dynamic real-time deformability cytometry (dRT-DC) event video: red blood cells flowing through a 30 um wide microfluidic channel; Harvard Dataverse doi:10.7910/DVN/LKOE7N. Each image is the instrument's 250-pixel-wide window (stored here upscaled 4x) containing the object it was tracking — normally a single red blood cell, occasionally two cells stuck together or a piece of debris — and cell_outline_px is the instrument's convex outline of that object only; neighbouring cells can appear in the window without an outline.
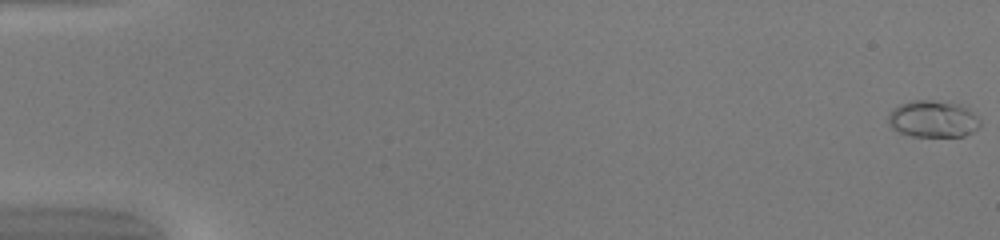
{"species": "common noctule bat (a hibernating species)", "species_latin": "Nyctalus noctula", "temperature_condition": "warm", "stored_images_in_passage": 51, "camera_frame_rate_fps": 3000, "um_per_image_px": 0.085, "animal": {"sex": "female", "body_mass_g": 20.0, "forearm_length_mm": 54.0}, "frame": {"image": 1, "passage_image": 1, "time_ms": 0.0, "image_size_px": [1000, 240], "cell_outline_px": [[980, 124], [972, 132], [964, 136], [912, 136], [900, 132], [892, 128], [888, 124], [888, 116], [892, 108], [900, 104], [912, 100], [932, 100], [960, 104], [968, 108], [980, 120]], "centroid_in_image_um": [79.28, 10.1], "position_along_channel_um": 5.7, "area_um2": 19.71}}
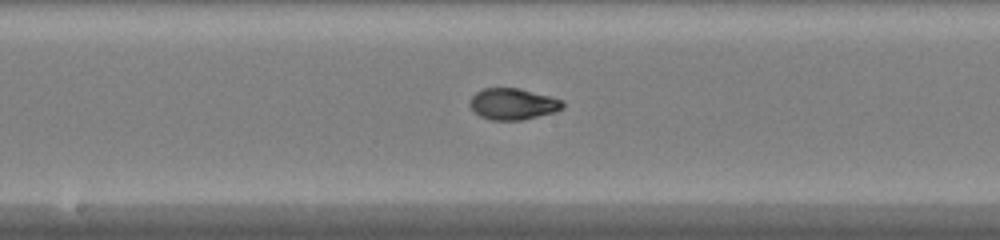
{"frame": {"image": 2, "passage_image": 28, "time_ms": 9.0, "image_size_px": [1000, 240], "cell_outline_px": [[564, 108], [556, 112], [520, 120], [492, 120], [480, 116], [468, 104], [472, 96], [476, 92], [484, 88], [520, 88], [564, 100]], "centroid_in_image_um": [43.62, 8.83], "position_along_channel_um": 204.6, "area_um2": 16.99}}
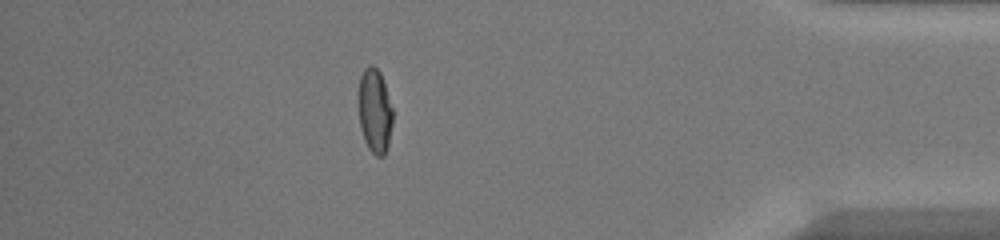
{"frame": {"image": 3, "passage_image": 45, "time_ms": 14.667, "image_size_px": [1000, 240], "cell_outline_px": [[392, 124], [388, 144], [384, 156], [376, 156], [368, 148], [364, 140], [360, 124], [356, 96], [360, 76], [364, 68], [368, 64], [372, 64], [380, 72], [392, 108]], "centroid_in_image_um": [31.81, 9.39], "position_along_channel_um": 403.4, "area_um2": 17.11}, "authors_computed_cell_mechanics": {"area_um2": 17.2244, "velocity_mm_per_s": 4.1997, "shape_relaxation_time_tau1_ms": null, "shape_relaxation_time_tau2_ms": 0.8282, "deformation_change_tau1": null, "deformation_change_tau2": 0.0495}}